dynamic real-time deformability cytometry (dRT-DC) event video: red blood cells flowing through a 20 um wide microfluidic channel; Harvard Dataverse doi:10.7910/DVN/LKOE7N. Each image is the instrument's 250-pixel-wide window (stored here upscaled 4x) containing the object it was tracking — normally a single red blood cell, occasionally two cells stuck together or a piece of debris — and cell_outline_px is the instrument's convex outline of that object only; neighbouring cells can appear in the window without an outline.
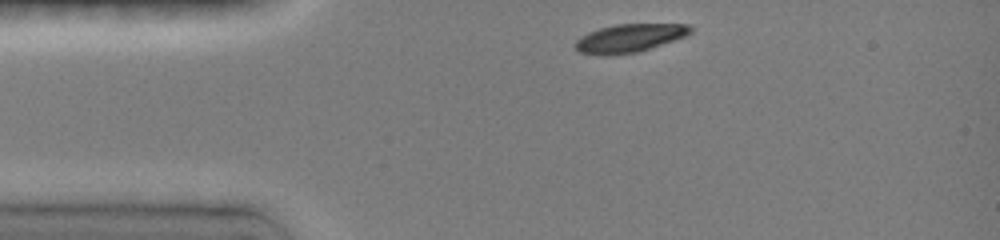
{"species": "common noctule bat (a hibernating species)", "species_latin": "Nyctalus noctula", "temperature_condition": "room temperature", "stored_images_in_passage": 34, "camera_frame_rate_fps": 3000, "um_per_image_px": 0.085, "animal": {"sex": "female", "body_mass_g": 19.0, "forearm_length_mm": 51.5}, "frame": {"image": 1, "passage_image": 1, "time_ms": 0.0, "image_size_px": [1000, 240], "cell_outline_px": [[692, 32], [684, 36], [636, 52], [580, 52], [576, 48], [576, 40], [580, 36], [588, 32], [600, 28], [616, 24], [688, 24], [692, 28]], "centroid_in_image_um": [53.55, 3.17], "position_along_channel_um": 31.4, "area_um2": 17.8}}
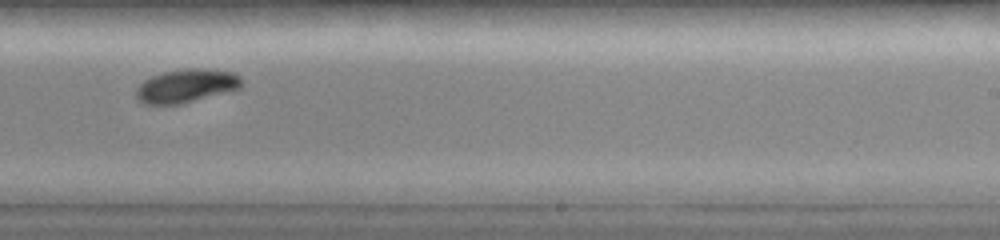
{"frame": {"image": 2, "passage_image": 22, "time_ms": 7.0, "image_size_px": [1000, 240], "cell_outline_px": [[244, 84], [240, 88], [180, 104], [140, 104], [136, 96], [136, 88], [144, 80], [152, 76], [164, 72], [188, 68], [200, 68], [236, 72], [240, 76]], "centroid_in_image_um": [15.84, 7.29], "position_along_channel_um": 273.2, "area_um2": 20.58}}
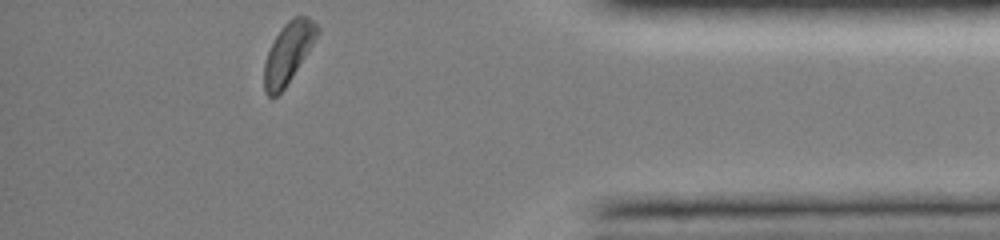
{"frame": {"image": 3, "passage_image": 34, "time_ms": 11.0, "image_size_px": [1000, 240], "cell_outline_px": [[320, 32], [292, 76], [284, 88], [276, 96], [268, 96], [264, 92], [264, 64], [268, 52], [276, 36], [284, 24], [288, 20], [296, 16], [308, 16], [320, 28]], "centroid_in_image_um": [24.5, 4.47], "position_along_channel_um": 410.7, "area_um2": 18.32}, "authors_computed_cell_mechanics": {"area_um2": 20.3745, "velocity_mm_per_s": 3.9762, "shape_relaxation_time_tau1_ms": 2.2077, "shape_relaxation_time_tau2_ms": null, "deformation_change_tau1": 0.111, "deformation_change_tau2": null}}